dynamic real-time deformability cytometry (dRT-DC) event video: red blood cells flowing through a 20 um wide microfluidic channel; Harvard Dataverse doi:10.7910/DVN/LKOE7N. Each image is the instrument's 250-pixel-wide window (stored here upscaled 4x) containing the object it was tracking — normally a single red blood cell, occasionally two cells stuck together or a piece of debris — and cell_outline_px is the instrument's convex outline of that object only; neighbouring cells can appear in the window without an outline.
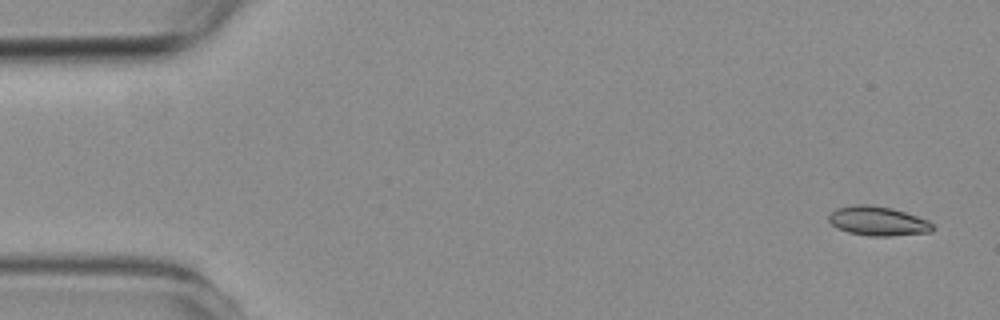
{"species": "common noctule bat (a hibernating species)", "species_latin": "Nyctalus noctula", "temperature_condition": "room temperature", "stored_images_in_passage": 4, "camera_frame_rate_fps": 3000, "um_per_image_px": 0.085, "animal": {"sex": "female", "body_mass_g": 19.3, "forearm_length_mm": 54.1}, "frame": {"image": 1, "passage_image": 1, "time_ms": 0.0, "image_size_px": [1000, 320], "cell_outline_px": [[936, 228], [932, 232], [892, 236], [872, 236], [848, 232], [836, 228], [828, 220], [828, 216], [836, 208], [856, 204], [868, 204], [892, 208], [928, 220]], "centroid_in_image_um": [74.63, 18.79], "position_along_channel_um": 10.4, "area_um2": 17.8}}
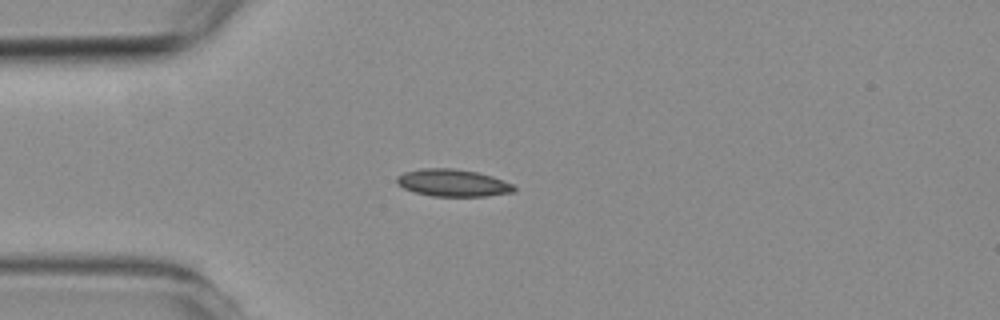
{"frame": {"image": 2, "passage_image": 4, "time_ms": 3.667, "image_size_px": [1000, 320], "cell_outline_px": [[516, 192], [488, 196], [432, 196], [412, 192], [396, 184], [396, 176], [404, 172], [420, 168], [452, 168], [476, 172], [492, 176], [512, 184], [516, 188]], "centroid_in_image_um": [38.46, 15.55], "position_along_channel_um": 46.5, "area_um2": 18.79}}